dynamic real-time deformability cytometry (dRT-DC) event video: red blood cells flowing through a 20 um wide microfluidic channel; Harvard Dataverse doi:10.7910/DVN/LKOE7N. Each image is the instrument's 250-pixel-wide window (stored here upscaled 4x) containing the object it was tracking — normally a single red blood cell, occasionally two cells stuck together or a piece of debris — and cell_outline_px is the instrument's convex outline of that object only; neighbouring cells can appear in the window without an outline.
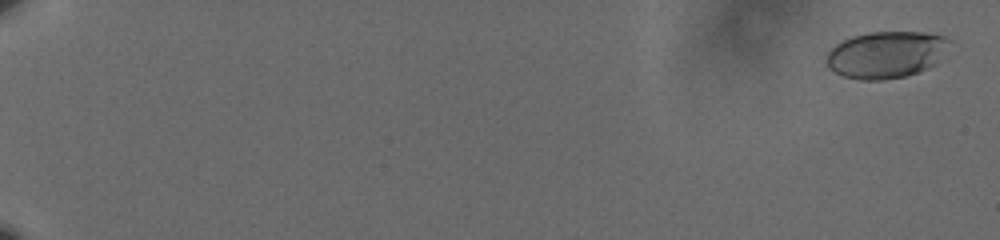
{"species": "human", "species_latin": "Homo sapiens", "temperature_condition": "cold", "stored_images_in_passage": 63, "camera_frame_rate_fps": 3000, "um_per_image_px": 0.085, "donor": {"sex": "male"}, "frame": {"image": 1, "passage_image": 3, "time_ms": 0.667, "image_size_px": [1000, 240], "cell_outline_px": [[952, 40], [936, 64], [928, 68], [904, 76], [880, 80], [860, 80], [844, 76], [828, 68], [828, 52], [836, 44], [852, 36], [868, 32], [924, 32], [948, 36]], "centroid_in_image_um": [75.36, 4.63], "position_along_channel_um": 9.6, "area_um2": 33.47}}
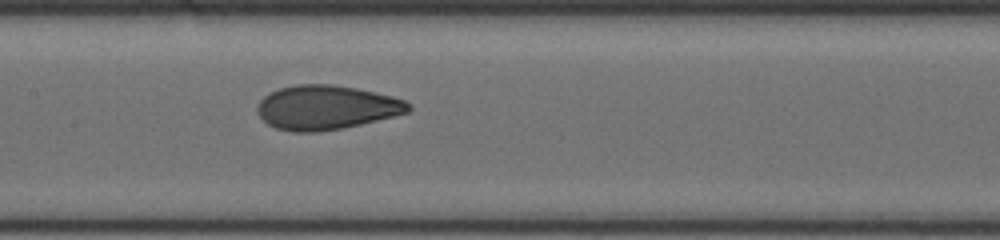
{"frame": {"image": 2, "passage_image": 36, "time_ms": 11.667, "image_size_px": [1000, 240], "cell_outline_px": [[412, 108], [408, 112], [360, 124], [340, 128], [316, 132], [292, 132], [276, 128], [268, 124], [256, 112], [256, 104], [268, 92], [280, 88], [296, 84], [332, 84], [356, 88], [392, 96], [404, 100], [412, 104]], "centroid_in_image_um": [27.7, 9.12], "position_along_channel_um": 179.7, "area_um2": 38.96}}
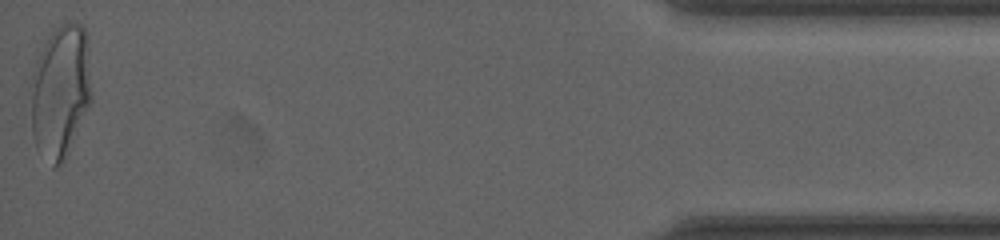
{"frame": {"image": 3, "passage_image": 63, "time_ms": 20.667, "image_size_px": [1000, 240], "cell_outline_px": [[92, 100], [68, 152], [60, 164], [56, 168], [52, 168], [36, 148], [32, 132], [32, 72], [36, 60], [44, 40], [60, 24], [68, 20], [76, 20], [84, 28], [88, 40], [92, 96]], "centroid_in_image_um": [5.15, 7.71], "position_along_channel_um": 430.0, "area_um2": 47.69}, "authors_computed_cell_mechanics": {"area_um2": 37.6856, "velocity_mm_per_s": 3.5839, "shape_relaxation_time_tau1_ms": 5.4912, "shape_relaxation_time_tau2_ms": 0.9785, "deformation_change_tau1": 0.1656, "deformation_change_tau2": 0.0489}}